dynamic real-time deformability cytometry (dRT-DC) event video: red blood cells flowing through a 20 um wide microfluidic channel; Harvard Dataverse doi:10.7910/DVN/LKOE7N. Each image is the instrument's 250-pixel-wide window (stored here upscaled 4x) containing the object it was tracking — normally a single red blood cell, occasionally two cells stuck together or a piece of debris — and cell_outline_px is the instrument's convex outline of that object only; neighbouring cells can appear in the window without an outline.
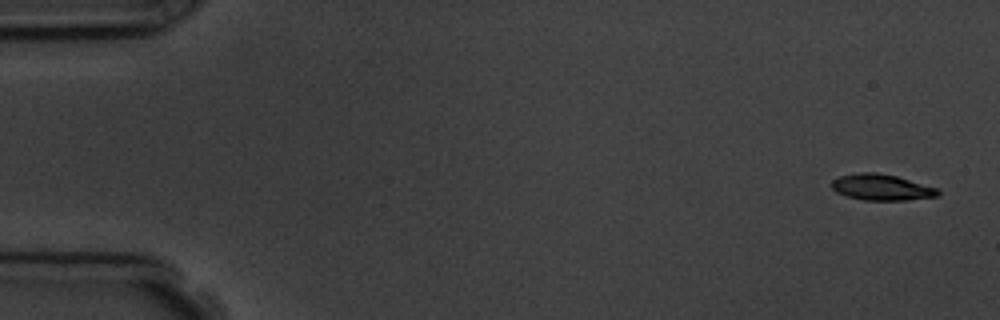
{"species": "common noctule bat (a hibernating species)", "species_latin": "Nyctalus noctula", "temperature_condition": "room temperature", "stored_images_in_passage": 5, "camera_frame_rate_fps": 3000, "um_per_image_px": 0.085, "animal": {"sex": "male", "body_mass_g": 19.5, "forearm_length_mm": 54.6}, "frame": {"image": 1, "passage_image": 1, "time_ms": 0.0, "image_size_px": [1000, 320], "cell_outline_px": [[940, 196], [904, 200], [864, 200], [844, 196], [836, 192], [832, 188], [832, 180], [840, 176], [860, 172], [876, 172], [896, 176], [936, 188], [940, 192]], "centroid_in_image_um": [74.9, 15.92], "position_along_channel_um": 10.1, "area_um2": 16.07}}
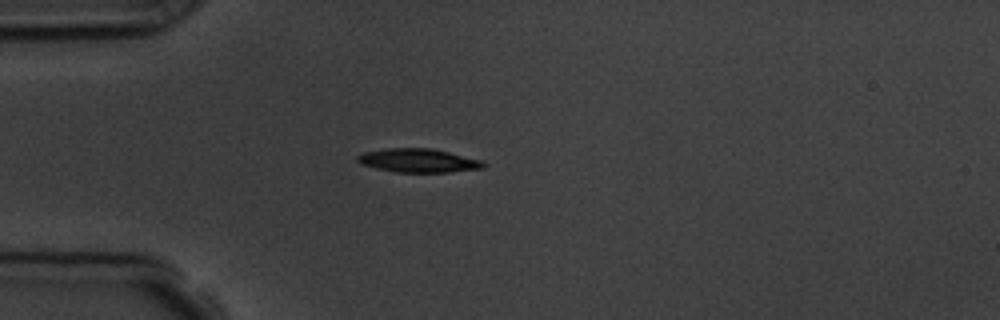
{"frame": {"image": 2, "passage_image": 4, "time_ms": 4.333, "image_size_px": [1000, 320], "cell_outline_px": [[488, 164], [484, 168], [448, 172], [396, 172], [376, 168], [360, 164], [356, 160], [356, 156], [364, 152], [388, 148], [432, 148], [484, 160]], "centroid_in_image_um": [35.6, 13.64], "position_along_channel_um": 49.4, "area_um2": 17.57}}